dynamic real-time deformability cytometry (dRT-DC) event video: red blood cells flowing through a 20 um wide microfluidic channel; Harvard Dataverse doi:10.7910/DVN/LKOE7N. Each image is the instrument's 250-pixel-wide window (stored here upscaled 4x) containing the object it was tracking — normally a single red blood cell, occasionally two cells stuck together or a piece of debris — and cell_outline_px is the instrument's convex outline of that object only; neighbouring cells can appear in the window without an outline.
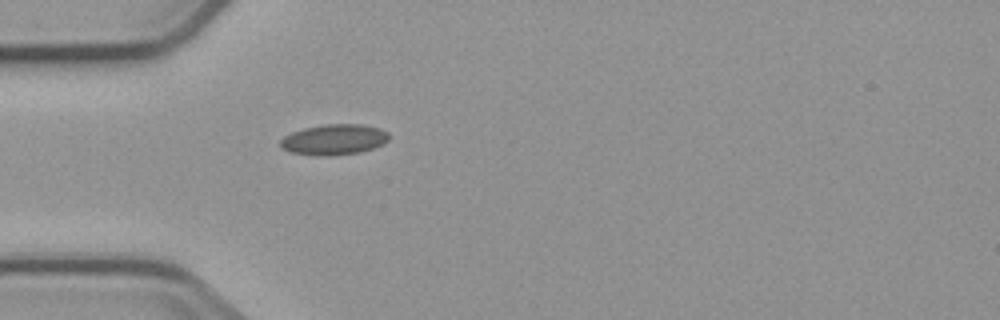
{"species": "common noctule bat (a hibernating species)", "species_latin": "Nyctalus noctula", "temperature_condition": "cold", "stored_images_in_passage": 5, "camera_frame_rate_fps": 3000, "um_per_image_px": 0.085, "animal": {"sex": "male", "body_mass_g": 23.1, "forearm_length_mm": 52.7}, "frame": {"image": 1, "passage_image": 5, "time_ms": 5.0, "image_size_px": [1000, 320], "cell_outline_px": [[388, 140], [372, 148], [360, 152], [328, 156], [324, 156], [292, 152], [284, 148], [280, 144], [280, 140], [284, 136], [292, 132], [304, 128], [324, 124], [360, 124], [380, 128], [388, 132]], "centroid_in_image_um": [28.4, 11.85], "position_along_channel_um": 56.6, "area_um2": 19.07}}